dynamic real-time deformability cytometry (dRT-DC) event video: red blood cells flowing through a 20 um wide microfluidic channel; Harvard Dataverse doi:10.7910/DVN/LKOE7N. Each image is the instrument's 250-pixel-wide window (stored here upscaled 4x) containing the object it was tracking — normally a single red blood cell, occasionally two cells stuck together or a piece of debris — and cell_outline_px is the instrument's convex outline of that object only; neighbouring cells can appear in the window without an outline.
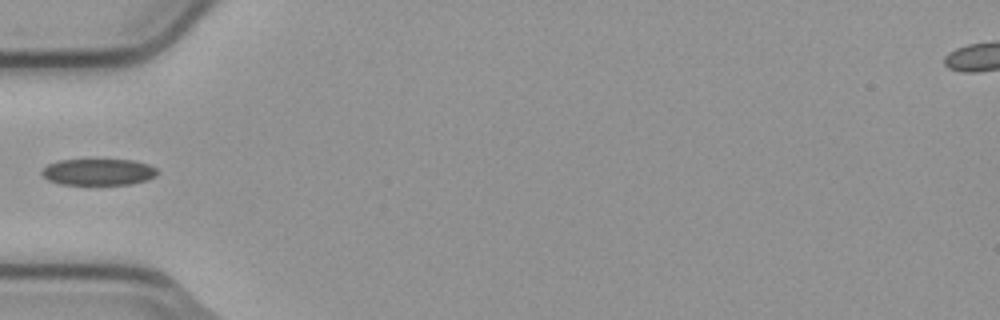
{"species": "common noctule bat (a hibernating species)", "species_latin": "Nyctalus noctula", "temperature_condition": "cold", "stored_images_in_passage": 5, "camera_frame_rate_fps": 3000, "um_per_image_px": 0.085, "animal": {"sex": "male", "body_mass_g": 23.1, "forearm_length_mm": 52.7}, "frame": {"image": 1, "passage_image": 4, "time_ms": 1.0, "image_size_px": [1000, 320], "cell_outline_px": [[160, 172], [156, 176], [148, 180], [132, 184], [60, 184], [48, 180], [40, 172], [48, 164], [60, 160], [132, 160], [148, 164], [156, 168]], "centroid_in_image_um": [8.4, 14.62], "position_along_channel_um": 76.6, "area_um2": 17.8}}
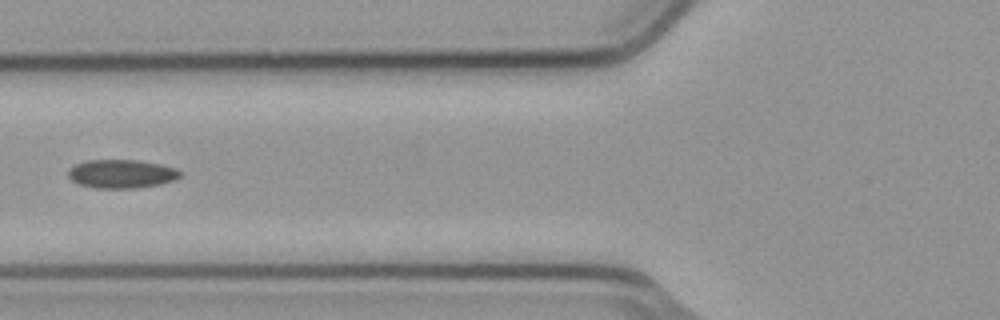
{"frame": {"image": 2, "passage_image": 5, "time_ms": 1.333, "image_size_px": [1000, 320], "cell_outline_px": [[180, 176], [172, 180], [160, 184], [136, 188], [96, 188], [76, 184], [68, 176], [68, 172], [76, 164], [88, 160], [136, 160], [160, 164], [176, 168], [180, 172]], "centroid_in_image_um": [10.31, 14.78], "position_along_channel_um": 115.5, "area_um2": 18.5}}